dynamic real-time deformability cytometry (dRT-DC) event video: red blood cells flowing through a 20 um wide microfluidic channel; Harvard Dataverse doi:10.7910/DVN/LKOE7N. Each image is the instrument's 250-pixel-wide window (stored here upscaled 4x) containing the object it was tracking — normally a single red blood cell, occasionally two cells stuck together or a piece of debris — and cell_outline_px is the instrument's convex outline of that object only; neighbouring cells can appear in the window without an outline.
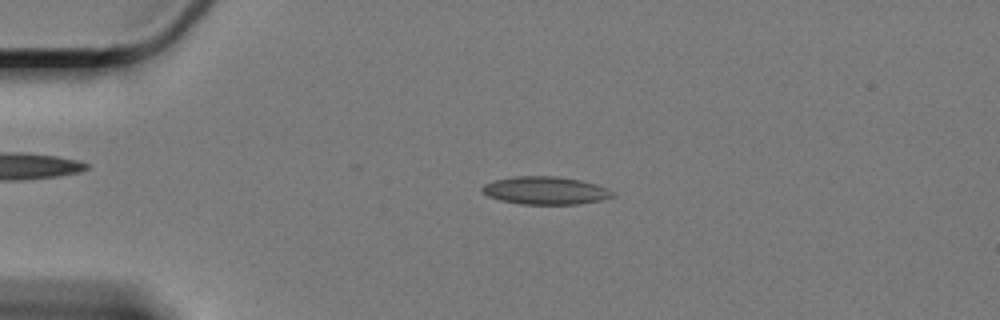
{"species": "Egyptian fruit bat (a non-hibernating species)", "species_latin": "Rousettus aegyptiacus", "temperature_condition": "cold", "stored_images_in_passage": 25, "camera_frame_rate_fps": 3000, "um_per_image_px": 0.085, "animal": {"sex": "female"}, "frame": {"image": 1, "passage_image": 13, "time_ms": 4.0, "image_size_px": [1000, 320], "cell_outline_px": [[616, 196], [604, 200], [576, 204], [520, 204], [500, 200], [488, 196], [480, 188], [484, 184], [496, 180], [512, 176], [560, 176], [580, 180], [596, 184], [608, 188], [616, 192]], "centroid_in_image_um": [46.42, 16.19], "position_along_channel_um": 38.6, "area_um2": 21.39}}
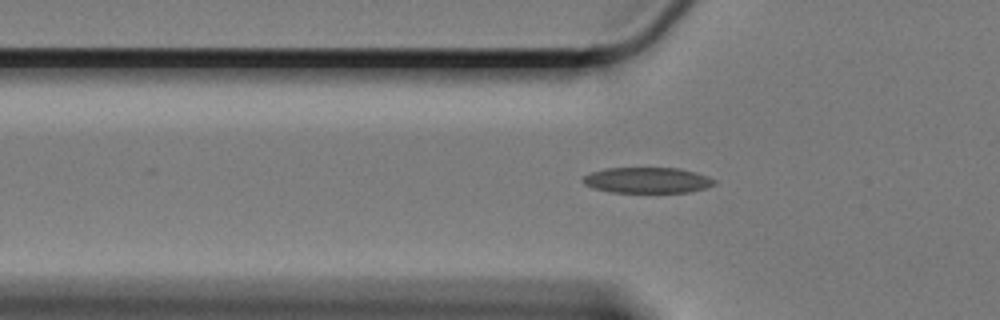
{"frame": {"image": 2, "passage_image": 19, "time_ms": 6.0, "image_size_px": [1000, 320], "cell_outline_px": [[716, 184], [704, 188], [688, 192], [612, 192], [592, 188], [584, 184], [580, 180], [584, 176], [592, 172], [604, 168], [680, 168], [696, 172], [708, 176], [716, 180]], "centroid_in_image_um": [55.01, 15.31], "position_along_channel_um": 70.8, "area_um2": 19.77}}
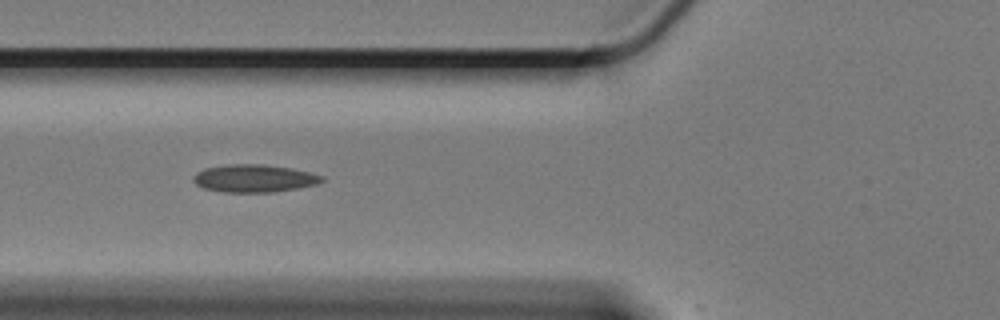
{"frame": {"image": 3, "passage_image": 22, "time_ms": 7.0, "image_size_px": [1000, 320], "cell_outline_px": [[324, 180], [316, 184], [300, 188], [276, 192], [224, 192], [204, 188], [196, 184], [192, 180], [192, 176], [196, 172], [204, 168], [228, 164], [264, 164], [292, 168], [324, 176]], "centroid_in_image_um": [21.59, 15.16], "position_along_channel_um": 104.2, "area_um2": 20.92}}